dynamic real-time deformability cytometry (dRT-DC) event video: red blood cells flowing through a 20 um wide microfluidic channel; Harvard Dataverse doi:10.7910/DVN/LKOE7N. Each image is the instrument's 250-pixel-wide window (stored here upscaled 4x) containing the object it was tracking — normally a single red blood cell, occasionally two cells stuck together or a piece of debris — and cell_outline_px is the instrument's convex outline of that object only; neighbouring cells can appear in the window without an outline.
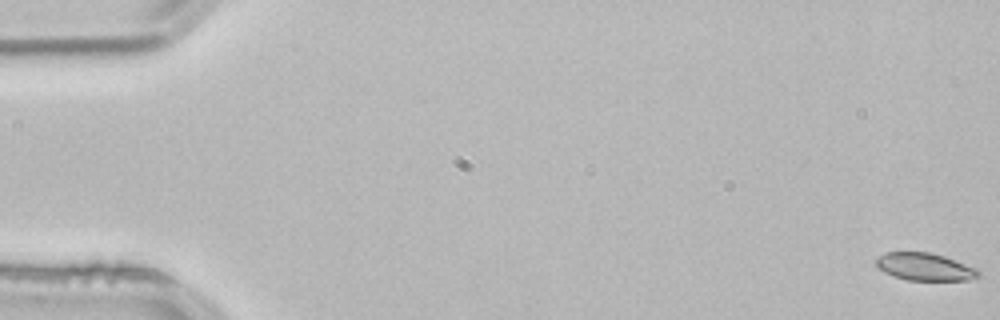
{"species": "common noctule bat (a hibernating species)", "species_latin": "Nyctalus noctula", "temperature_condition": "room temperature", "stored_images_in_passage": 54, "camera_frame_rate_fps": 3000, "um_per_image_px": 0.085, "animal": {"sex": "male", "body_mass_g": 21.5, "forearm_length_mm": 52.0}, "frame": {"image": 1, "passage_image": 1, "time_ms": 0.0, "image_size_px": [1000, 320], "cell_outline_px": [[980, 276], [968, 280], [908, 280], [892, 276], [884, 272], [876, 264], [876, 256], [884, 252], [932, 252], [944, 256], [976, 268], [980, 272]], "centroid_in_image_um": [78.58, 22.67], "position_along_channel_um": 6.4, "area_um2": 16.47}}
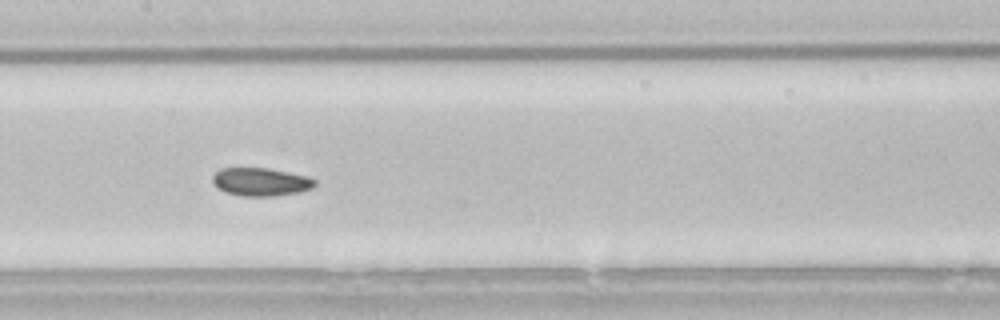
{"frame": {"image": 2, "passage_image": 27, "time_ms": 8.667, "image_size_px": [1000, 320], "cell_outline_px": [[316, 184], [312, 188], [300, 192], [276, 196], [240, 196], [224, 192], [216, 188], [212, 180], [212, 176], [220, 168], [268, 168], [308, 176], [316, 180]], "centroid_in_image_um": [22.15, 15.46], "position_along_channel_um": 185.2, "area_um2": 16.99}}
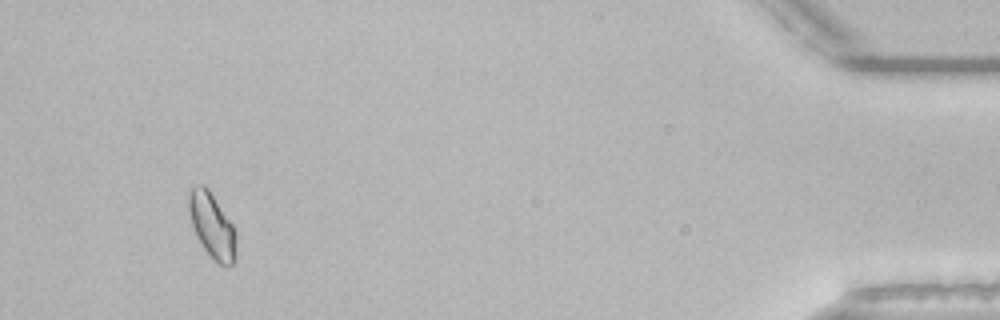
{"frame": {"image": 3, "passage_image": 51, "time_ms": 16.667, "image_size_px": [1000, 320], "cell_outline_px": [[236, 260], [232, 264], [220, 264], [204, 248], [196, 236], [192, 224], [188, 208], [188, 196], [192, 188], [196, 184], [204, 184], [208, 188], [236, 228]], "centroid_in_image_um": [18.04, 19.14], "position_along_channel_um": 417.2, "area_um2": 17.92}, "authors_computed_cell_mechanics": {"area_um2": 16.9932, "velocity_mm_per_s": 3.8178, "shape_relaxation_time_tau1_ms": null, "shape_relaxation_time_tau2_ms": 1.2215, "deformation_change_tau1": null, "deformation_change_tau2": 0.0486}}